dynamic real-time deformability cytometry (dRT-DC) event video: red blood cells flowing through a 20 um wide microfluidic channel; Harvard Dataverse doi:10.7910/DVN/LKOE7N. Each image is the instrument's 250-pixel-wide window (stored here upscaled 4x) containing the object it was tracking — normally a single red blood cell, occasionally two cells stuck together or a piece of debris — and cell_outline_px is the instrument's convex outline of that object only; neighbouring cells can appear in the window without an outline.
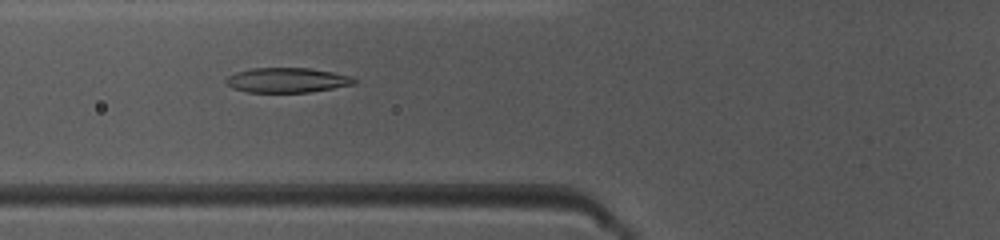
{"species": "common noctule bat (a hibernating species)", "species_latin": "Nyctalus noctula", "temperature_condition": "warm", "stored_images_in_passage": 50, "camera_frame_rate_fps": 3000, "um_per_image_px": 0.085, "animal": {"sex": "female", "body_mass_g": 10.0, "forearm_length_mm": 53.1}, "frame": {"image": 1, "passage_image": 19, "time_ms": 6.0, "image_size_px": [1000, 240], "cell_outline_px": [[360, 80], [356, 84], [308, 92], [248, 92], [232, 88], [224, 80], [228, 76], [236, 72], [252, 68], [308, 68], [332, 72], [352, 76]], "centroid_in_image_um": [24.44, 6.81], "position_along_channel_um": 101.4, "area_um2": 18.55}}
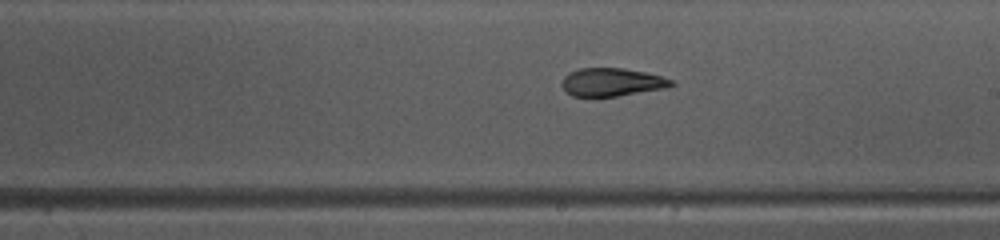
{"frame": {"image": 2, "passage_image": 29, "time_ms": 9.333, "image_size_px": [1000, 240], "cell_outline_px": [[676, 84], [668, 88], [616, 96], [572, 96], [560, 84], [564, 76], [580, 68], [624, 68], [648, 72], [672, 80]], "centroid_in_image_um": [52.05, 6.98], "position_along_channel_um": 237.0, "area_um2": 17.92}}
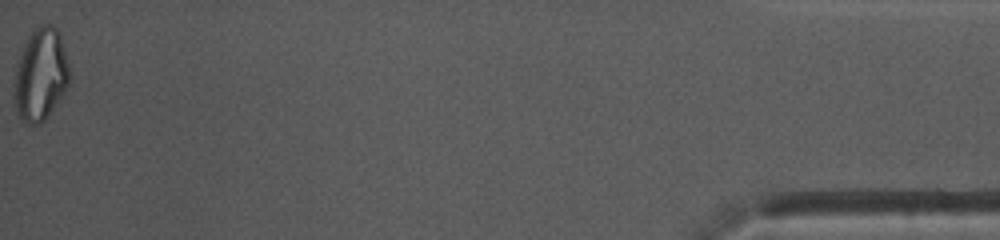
{"frame": {"image": 3, "passage_image": 50, "time_ms": 16.333, "image_size_px": [1000, 240], "cell_outline_px": [[68, 84], [48, 116], [40, 124], [28, 124], [20, 120], [12, 96], [12, 92], [16, 68], [20, 52], [28, 36], [40, 24], [52, 24], [60, 32], [68, 64]], "centroid_in_image_um": [3.41, 6.34], "position_along_channel_um": 431.8, "area_um2": 29.77}, "authors_computed_cell_mechanics": {"area_um2": 19.8832, "velocity_mm_per_s": 4.0412, "shape_relaxation_time_tau1_ms": 5.7361, "shape_relaxation_time_tau2_ms": 1.47, "deformation_change_tau1": 0.1765, "deformation_change_tau2": 0.079}}